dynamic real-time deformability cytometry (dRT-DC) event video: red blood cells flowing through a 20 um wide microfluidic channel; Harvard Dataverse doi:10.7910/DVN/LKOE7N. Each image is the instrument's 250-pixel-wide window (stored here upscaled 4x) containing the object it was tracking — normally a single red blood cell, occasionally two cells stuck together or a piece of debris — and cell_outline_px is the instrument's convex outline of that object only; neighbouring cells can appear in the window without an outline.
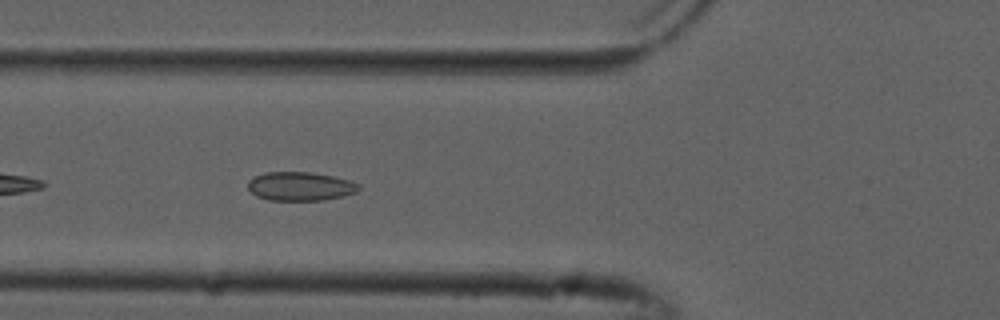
{"species": "common noctule bat (a hibernating species)", "species_latin": "Nyctalus noctula", "temperature_condition": "cold", "stored_images_in_passage": 12, "camera_frame_rate_fps": 3000, "um_per_image_px": 0.085, "animal": {"sex": "male", "forearm_length_mm": 52.5}, "frame": {"image": 1, "passage_image": 6, "time_ms": 1.667, "image_size_px": [1000, 320], "cell_outline_px": [[360, 188], [356, 192], [344, 196], [324, 200], [268, 200], [256, 196], [248, 188], [248, 180], [252, 176], [264, 172], [308, 172], [332, 176], [348, 180], [360, 184]], "centroid_in_image_um": [25.49, 15.83], "position_along_channel_um": 100.3, "area_um2": 18.67}}
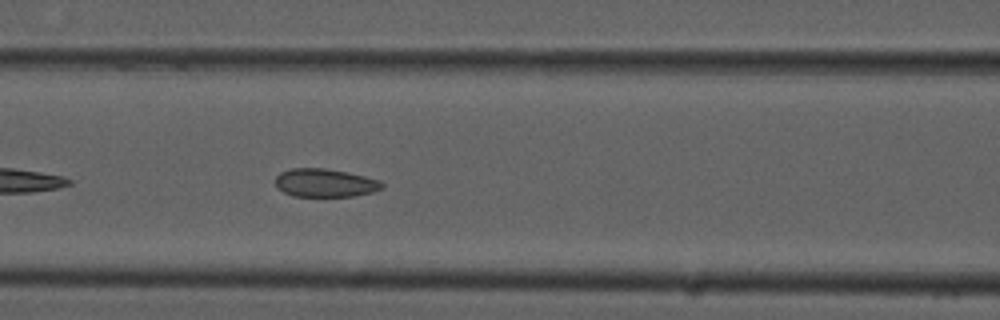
{"frame": {"image": 2, "passage_image": 9, "time_ms": 2.667, "image_size_px": [1000, 320], "cell_outline_px": [[384, 188], [372, 192], [352, 196], [292, 196], [276, 188], [276, 176], [280, 172], [292, 168], [324, 168], [348, 172], [380, 180], [384, 184]], "centroid_in_image_um": [27.62, 15.54], "position_along_channel_um": 139.0, "area_um2": 17.63}}